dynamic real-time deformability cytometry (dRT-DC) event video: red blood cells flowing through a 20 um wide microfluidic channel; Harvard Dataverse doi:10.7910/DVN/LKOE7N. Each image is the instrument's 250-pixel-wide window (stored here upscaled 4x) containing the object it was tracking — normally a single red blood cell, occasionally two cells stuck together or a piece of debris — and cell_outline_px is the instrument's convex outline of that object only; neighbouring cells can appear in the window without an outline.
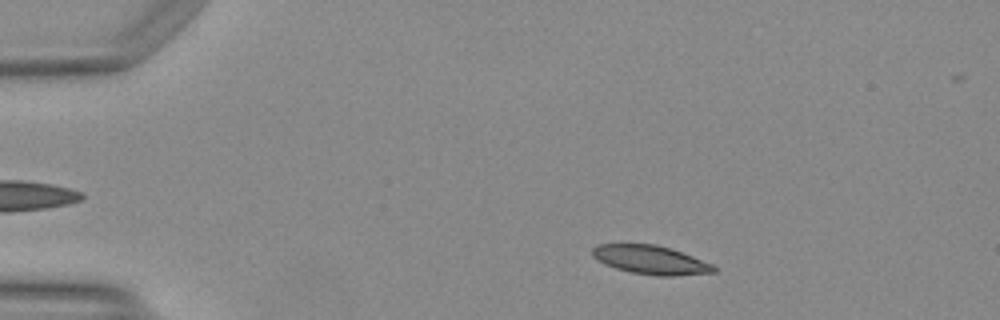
{"species": "Egyptian fruit bat (a non-hibernating species)", "species_latin": "Rousettus aegyptiacus", "temperature_condition": "warm", "stored_images_in_passage": 15, "camera_frame_rate_fps": 3000, "um_per_image_px": 0.085, "animal": {"sex": "female"}, "frame": {"image": 1, "passage_image": 7, "time_ms": 2.0, "image_size_px": [1000, 320], "cell_outline_px": [[716, 272], [672, 276], [660, 276], [632, 272], [616, 268], [604, 264], [596, 260], [592, 256], [592, 248], [596, 244], [656, 244], [672, 248], [712, 264], [716, 268]], "centroid_in_image_um": [55.28, 22.08], "position_along_channel_um": 29.7, "area_um2": 20.35}}
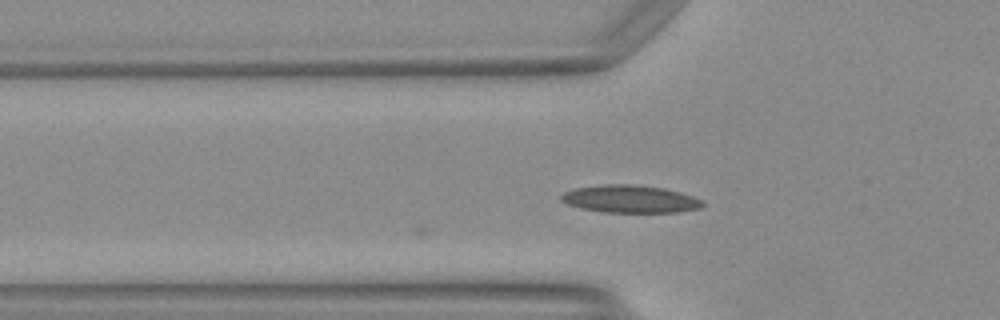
{"frame": {"image": 2, "passage_image": 15, "time_ms": 4.667, "image_size_px": [1000, 320], "cell_outline_px": [[704, 204], [700, 208], [680, 212], [604, 212], [580, 208], [568, 204], [560, 200], [560, 196], [564, 192], [576, 188], [608, 184], [632, 184], [664, 188], [680, 192], [692, 196], [700, 200]], "centroid_in_image_um": [53.55, 16.92], "position_along_channel_um": 72.2, "area_um2": 22.6}}